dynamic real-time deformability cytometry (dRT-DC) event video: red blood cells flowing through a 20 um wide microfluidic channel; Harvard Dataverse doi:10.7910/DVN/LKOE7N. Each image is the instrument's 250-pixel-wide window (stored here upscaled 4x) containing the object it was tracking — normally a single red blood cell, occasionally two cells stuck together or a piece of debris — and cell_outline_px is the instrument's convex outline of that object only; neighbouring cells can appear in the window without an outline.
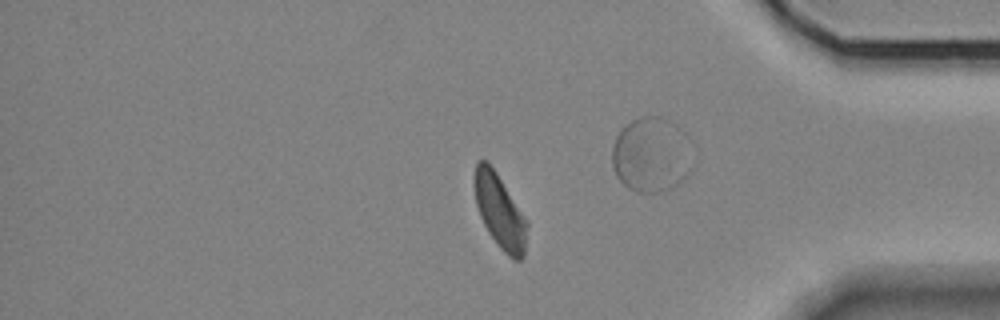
{"species": "Egyptian fruit bat (a non-hibernating species)", "species_latin": "Rousettus aegyptiacus", "temperature_condition": "room temperature", "stored_images_in_passage": 45, "camera_frame_rate_fps": 3000, "um_per_image_px": 0.085, "animal": {"sex": "female"}, "frame": {"image": 1, "passage_image": 44, "time_ms": 14.333, "image_size_px": [1000, 320], "cell_outline_px": [[528, 224], [524, 256], [520, 260], [512, 260], [500, 248], [488, 232], [480, 216], [476, 204], [476, 164], [480, 160], [484, 160], [496, 172], [528, 220]], "centroid_in_image_um": [42.54, 18.05], "position_along_channel_um": 392.7, "area_um2": 22.25}, "authors_computed_cell_mechanics": {"area_um2": 23.0044, "velocity_mm_per_s": 3.5739, "shape_relaxation_time_tau1_ms": 7.0836, "shape_relaxation_time_tau2_ms": 4.0089, "deformation_change_tau1": 0.1784, "deformation_change_tau2": 0.1058}}